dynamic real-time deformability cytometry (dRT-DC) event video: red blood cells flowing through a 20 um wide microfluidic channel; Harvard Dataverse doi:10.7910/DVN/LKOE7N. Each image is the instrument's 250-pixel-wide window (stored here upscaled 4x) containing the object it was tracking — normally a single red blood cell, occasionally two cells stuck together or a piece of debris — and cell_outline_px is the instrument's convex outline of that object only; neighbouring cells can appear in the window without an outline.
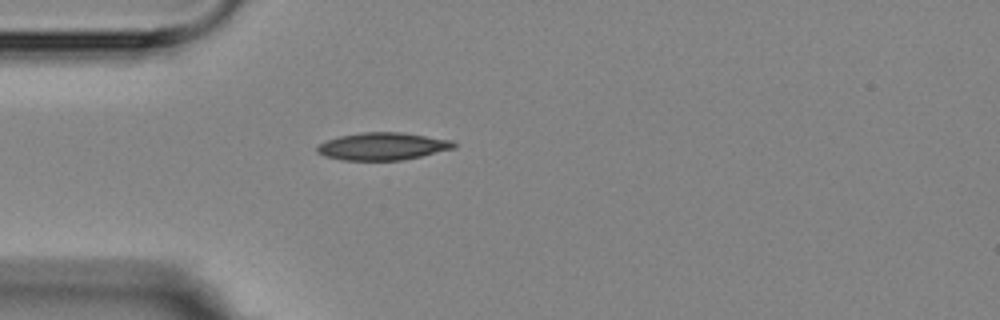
{"species": "Egyptian fruit bat (a non-hibernating species)", "species_latin": "Rousettus aegyptiacus", "temperature_condition": "room temperature", "stored_images_in_passage": 1, "camera_frame_rate_fps": 3000, "um_per_image_px": 0.085, "animal": {"sex": "female"}, "frame": {"image": 1, "passage_image": 1, "time_ms": 0.0, "image_size_px": [1000, 320], "cell_outline_px": [[456, 148], [420, 156], [400, 160], [340, 160], [324, 156], [316, 152], [316, 148], [320, 144], [328, 140], [340, 136], [360, 132], [400, 132], [452, 140], [456, 144]], "centroid_in_image_um": [32.51, 12.44], "position_along_channel_um": 52.5, "area_um2": 21.79}}